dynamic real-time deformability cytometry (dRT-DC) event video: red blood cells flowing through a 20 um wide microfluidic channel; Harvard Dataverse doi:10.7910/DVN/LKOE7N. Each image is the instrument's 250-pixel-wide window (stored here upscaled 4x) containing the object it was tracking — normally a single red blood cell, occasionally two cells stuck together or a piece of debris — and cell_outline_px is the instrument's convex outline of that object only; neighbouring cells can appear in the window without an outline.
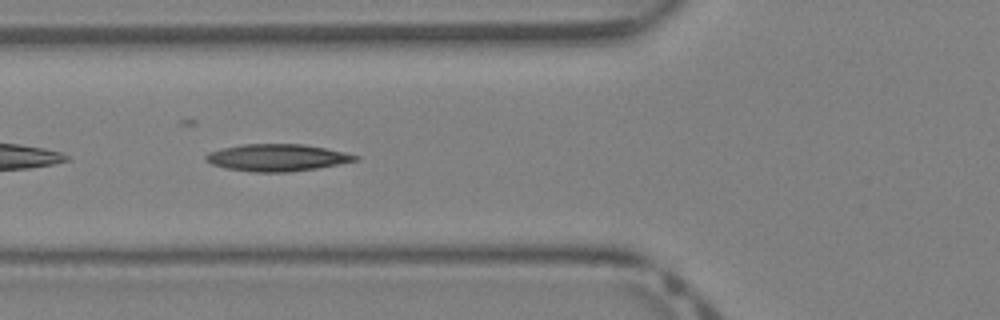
{"species": "Egyptian fruit bat (a non-hibernating species)", "species_latin": "Rousettus aegyptiacus", "temperature_condition": "warm", "stored_images_in_passage": 24, "camera_frame_rate_fps": 3000, "um_per_image_px": 0.085, "animal": {"sex": "female"}, "frame": {"image": 1, "passage_image": 8, "time_ms": 2.333, "image_size_px": [1000, 320], "cell_outline_px": [[360, 160], [316, 168], [288, 172], [252, 172], [224, 168], [212, 164], [204, 160], [204, 156], [208, 152], [240, 144], [304, 144], [344, 152], [360, 156]], "centroid_in_image_um": [23.53, 13.4], "position_along_channel_um": 102.3, "area_um2": 23.58}}
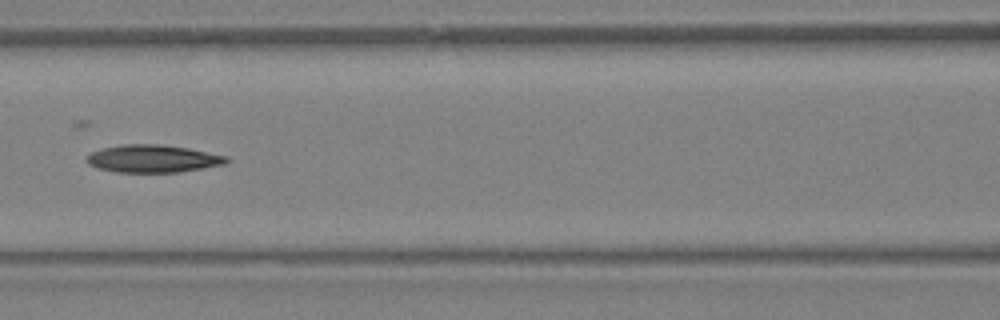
{"frame": {"image": 2, "passage_image": 11, "time_ms": 3.333, "image_size_px": [1000, 320], "cell_outline_px": [[228, 160], [224, 164], [176, 172], [116, 172], [96, 168], [88, 164], [88, 156], [92, 152], [104, 148], [120, 144], [160, 144], [188, 148], [228, 156]], "centroid_in_image_um": [12.97, 13.48], "position_along_channel_um": 153.6, "area_um2": 22.25}}